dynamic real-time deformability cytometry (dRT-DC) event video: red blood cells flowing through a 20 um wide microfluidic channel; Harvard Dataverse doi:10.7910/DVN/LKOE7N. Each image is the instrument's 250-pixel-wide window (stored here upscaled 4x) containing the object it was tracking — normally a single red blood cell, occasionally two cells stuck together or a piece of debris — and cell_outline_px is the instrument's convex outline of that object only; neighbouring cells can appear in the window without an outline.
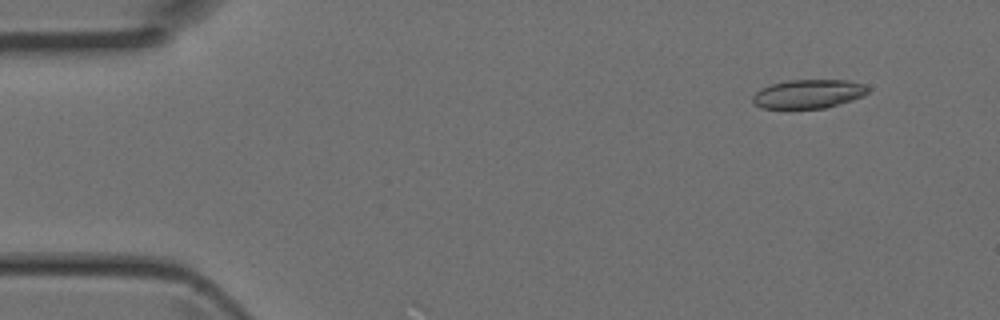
{"species": "Egyptian fruit bat (a non-hibernating species)", "species_latin": "Rousettus aegyptiacus", "temperature_condition": "room temperature", "stored_images_in_passage": 5, "camera_frame_rate_fps": 3000, "um_per_image_px": 0.085, "animal": {"sex": "female"}, "frame": {"image": 1, "passage_image": 2, "time_ms": 0.333, "image_size_px": [1000, 320], "cell_outline_px": [[868, 92], [864, 96], [852, 100], [824, 108], [760, 108], [752, 100], [752, 96], [760, 88], [772, 84], [788, 80], [848, 80], [864, 84], [868, 88]], "centroid_in_image_um": [68.71, 7.97], "position_along_channel_um": 16.3, "area_um2": 19.31}}
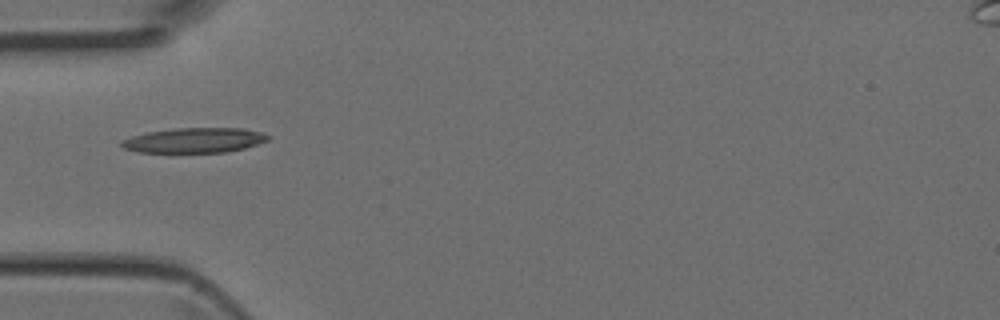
{"frame": {"image": 2, "passage_image": 5, "time_ms": 1.333, "image_size_px": [1000, 320], "cell_outline_px": [[272, 136], [268, 140], [244, 148], [224, 152], [168, 156], [136, 152], [124, 148], [120, 144], [120, 140], [132, 136], [148, 132], [176, 128], [244, 128], [260, 132]], "centroid_in_image_um": [16.42, 11.98], "position_along_channel_um": 68.6, "area_um2": 22.48}}